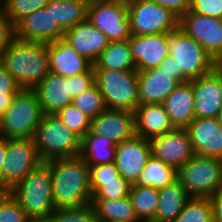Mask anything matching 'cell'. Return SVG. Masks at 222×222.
<instances>
[{"instance_id":"obj_14","label":"cell","mask_w":222,"mask_h":222,"mask_svg":"<svg viewBox=\"0 0 222 222\" xmlns=\"http://www.w3.org/2000/svg\"><path fill=\"white\" fill-rule=\"evenodd\" d=\"M150 156L149 140L134 134L116 145L115 164L120 175L132 185L136 183Z\"/></svg>"},{"instance_id":"obj_28","label":"cell","mask_w":222,"mask_h":222,"mask_svg":"<svg viewBox=\"0 0 222 222\" xmlns=\"http://www.w3.org/2000/svg\"><path fill=\"white\" fill-rule=\"evenodd\" d=\"M93 70L136 71L129 41H111L94 63Z\"/></svg>"},{"instance_id":"obj_54","label":"cell","mask_w":222,"mask_h":222,"mask_svg":"<svg viewBox=\"0 0 222 222\" xmlns=\"http://www.w3.org/2000/svg\"><path fill=\"white\" fill-rule=\"evenodd\" d=\"M111 222H130V221H111Z\"/></svg>"},{"instance_id":"obj_9","label":"cell","mask_w":222,"mask_h":222,"mask_svg":"<svg viewBox=\"0 0 222 222\" xmlns=\"http://www.w3.org/2000/svg\"><path fill=\"white\" fill-rule=\"evenodd\" d=\"M131 35L160 34L175 30L179 17L152 0H126Z\"/></svg>"},{"instance_id":"obj_48","label":"cell","mask_w":222,"mask_h":222,"mask_svg":"<svg viewBox=\"0 0 222 222\" xmlns=\"http://www.w3.org/2000/svg\"><path fill=\"white\" fill-rule=\"evenodd\" d=\"M16 94H0V117L5 113L12 103Z\"/></svg>"},{"instance_id":"obj_35","label":"cell","mask_w":222,"mask_h":222,"mask_svg":"<svg viewBox=\"0 0 222 222\" xmlns=\"http://www.w3.org/2000/svg\"><path fill=\"white\" fill-rule=\"evenodd\" d=\"M72 105L77 107L89 119L97 117L107 109L104 98L96 84L75 96L72 99Z\"/></svg>"},{"instance_id":"obj_22","label":"cell","mask_w":222,"mask_h":222,"mask_svg":"<svg viewBox=\"0 0 222 222\" xmlns=\"http://www.w3.org/2000/svg\"><path fill=\"white\" fill-rule=\"evenodd\" d=\"M138 73L139 105L162 104L180 82L159 67Z\"/></svg>"},{"instance_id":"obj_41","label":"cell","mask_w":222,"mask_h":222,"mask_svg":"<svg viewBox=\"0 0 222 222\" xmlns=\"http://www.w3.org/2000/svg\"><path fill=\"white\" fill-rule=\"evenodd\" d=\"M189 11L222 19V0H192Z\"/></svg>"},{"instance_id":"obj_34","label":"cell","mask_w":222,"mask_h":222,"mask_svg":"<svg viewBox=\"0 0 222 222\" xmlns=\"http://www.w3.org/2000/svg\"><path fill=\"white\" fill-rule=\"evenodd\" d=\"M91 200H111L129 196L131 184L122 176L117 181L90 182Z\"/></svg>"},{"instance_id":"obj_19","label":"cell","mask_w":222,"mask_h":222,"mask_svg":"<svg viewBox=\"0 0 222 222\" xmlns=\"http://www.w3.org/2000/svg\"><path fill=\"white\" fill-rule=\"evenodd\" d=\"M90 131L119 144L135 134L134 112L107 108L91 119Z\"/></svg>"},{"instance_id":"obj_23","label":"cell","mask_w":222,"mask_h":222,"mask_svg":"<svg viewBox=\"0 0 222 222\" xmlns=\"http://www.w3.org/2000/svg\"><path fill=\"white\" fill-rule=\"evenodd\" d=\"M40 101L43 114H56L72 104L67 78L49 72L33 89Z\"/></svg>"},{"instance_id":"obj_7","label":"cell","mask_w":222,"mask_h":222,"mask_svg":"<svg viewBox=\"0 0 222 222\" xmlns=\"http://www.w3.org/2000/svg\"><path fill=\"white\" fill-rule=\"evenodd\" d=\"M177 180L190 197L210 198L222 188V160L194 154L177 170Z\"/></svg>"},{"instance_id":"obj_30","label":"cell","mask_w":222,"mask_h":222,"mask_svg":"<svg viewBox=\"0 0 222 222\" xmlns=\"http://www.w3.org/2000/svg\"><path fill=\"white\" fill-rule=\"evenodd\" d=\"M99 222H139L135 215L130 196L111 200H91Z\"/></svg>"},{"instance_id":"obj_52","label":"cell","mask_w":222,"mask_h":222,"mask_svg":"<svg viewBox=\"0 0 222 222\" xmlns=\"http://www.w3.org/2000/svg\"><path fill=\"white\" fill-rule=\"evenodd\" d=\"M216 66L222 71V56L216 61Z\"/></svg>"},{"instance_id":"obj_15","label":"cell","mask_w":222,"mask_h":222,"mask_svg":"<svg viewBox=\"0 0 222 222\" xmlns=\"http://www.w3.org/2000/svg\"><path fill=\"white\" fill-rule=\"evenodd\" d=\"M195 117H217L222 106V71L216 66L208 74L191 80Z\"/></svg>"},{"instance_id":"obj_3","label":"cell","mask_w":222,"mask_h":222,"mask_svg":"<svg viewBox=\"0 0 222 222\" xmlns=\"http://www.w3.org/2000/svg\"><path fill=\"white\" fill-rule=\"evenodd\" d=\"M52 186L53 180L49 166L42 162L8 192L33 222H44L56 209Z\"/></svg>"},{"instance_id":"obj_50","label":"cell","mask_w":222,"mask_h":222,"mask_svg":"<svg viewBox=\"0 0 222 222\" xmlns=\"http://www.w3.org/2000/svg\"><path fill=\"white\" fill-rule=\"evenodd\" d=\"M8 191L0 185V200L3 198V196L7 193Z\"/></svg>"},{"instance_id":"obj_49","label":"cell","mask_w":222,"mask_h":222,"mask_svg":"<svg viewBox=\"0 0 222 222\" xmlns=\"http://www.w3.org/2000/svg\"><path fill=\"white\" fill-rule=\"evenodd\" d=\"M6 145H7V138L0 135V185H1L2 166L4 163V159L6 157Z\"/></svg>"},{"instance_id":"obj_12","label":"cell","mask_w":222,"mask_h":222,"mask_svg":"<svg viewBox=\"0 0 222 222\" xmlns=\"http://www.w3.org/2000/svg\"><path fill=\"white\" fill-rule=\"evenodd\" d=\"M178 27L196 40L217 61L222 56V19L188 11L179 17Z\"/></svg>"},{"instance_id":"obj_17","label":"cell","mask_w":222,"mask_h":222,"mask_svg":"<svg viewBox=\"0 0 222 222\" xmlns=\"http://www.w3.org/2000/svg\"><path fill=\"white\" fill-rule=\"evenodd\" d=\"M186 130L195 154L222 160V125L217 117H195Z\"/></svg>"},{"instance_id":"obj_38","label":"cell","mask_w":222,"mask_h":222,"mask_svg":"<svg viewBox=\"0 0 222 222\" xmlns=\"http://www.w3.org/2000/svg\"><path fill=\"white\" fill-rule=\"evenodd\" d=\"M56 116L80 138L84 137L90 130L91 119L72 104L59 110Z\"/></svg>"},{"instance_id":"obj_39","label":"cell","mask_w":222,"mask_h":222,"mask_svg":"<svg viewBox=\"0 0 222 222\" xmlns=\"http://www.w3.org/2000/svg\"><path fill=\"white\" fill-rule=\"evenodd\" d=\"M0 222H33L26 214V211L7 192L0 200Z\"/></svg>"},{"instance_id":"obj_32","label":"cell","mask_w":222,"mask_h":222,"mask_svg":"<svg viewBox=\"0 0 222 222\" xmlns=\"http://www.w3.org/2000/svg\"><path fill=\"white\" fill-rule=\"evenodd\" d=\"M129 196L138 220L151 222L158 208V189L132 184Z\"/></svg>"},{"instance_id":"obj_1","label":"cell","mask_w":222,"mask_h":222,"mask_svg":"<svg viewBox=\"0 0 222 222\" xmlns=\"http://www.w3.org/2000/svg\"><path fill=\"white\" fill-rule=\"evenodd\" d=\"M53 180L56 208L79 207L91 203L89 165L79 155L45 161Z\"/></svg>"},{"instance_id":"obj_10","label":"cell","mask_w":222,"mask_h":222,"mask_svg":"<svg viewBox=\"0 0 222 222\" xmlns=\"http://www.w3.org/2000/svg\"><path fill=\"white\" fill-rule=\"evenodd\" d=\"M42 162L33 139L7 138L1 186L9 191Z\"/></svg>"},{"instance_id":"obj_47","label":"cell","mask_w":222,"mask_h":222,"mask_svg":"<svg viewBox=\"0 0 222 222\" xmlns=\"http://www.w3.org/2000/svg\"><path fill=\"white\" fill-rule=\"evenodd\" d=\"M162 71L169 73L170 76L176 78V65L174 59L168 55L164 61L159 65Z\"/></svg>"},{"instance_id":"obj_51","label":"cell","mask_w":222,"mask_h":222,"mask_svg":"<svg viewBox=\"0 0 222 222\" xmlns=\"http://www.w3.org/2000/svg\"><path fill=\"white\" fill-rule=\"evenodd\" d=\"M217 119H218L219 123L222 125V106L219 109Z\"/></svg>"},{"instance_id":"obj_33","label":"cell","mask_w":222,"mask_h":222,"mask_svg":"<svg viewBox=\"0 0 222 222\" xmlns=\"http://www.w3.org/2000/svg\"><path fill=\"white\" fill-rule=\"evenodd\" d=\"M173 222H214L210 199L191 197Z\"/></svg>"},{"instance_id":"obj_4","label":"cell","mask_w":222,"mask_h":222,"mask_svg":"<svg viewBox=\"0 0 222 222\" xmlns=\"http://www.w3.org/2000/svg\"><path fill=\"white\" fill-rule=\"evenodd\" d=\"M169 55L176 65V79L182 83L208 74L216 67V61L193 38L177 27L165 32Z\"/></svg>"},{"instance_id":"obj_18","label":"cell","mask_w":222,"mask_h":222,"mask_svg":"<svg viewBox=\"0 0 222 222\" xmlns=\"http://www.w3.org/2000/svg\"><path fill=\"white\" fill-rule=\"evenodd\" d=\"M128 41L136 71L157 68L169 55L165 33L142 36L131 35Z\"/></svg>"},{"instance_id":"obj_20","label":"cell","mask_w":222,"mask_h":222,"mask_svg":"<svg viewBox=\"0 0 222 222\" xmlns=\"http://www.w3.org/2000/svg\"><path fill=\"white\" fill-rule=\"evenodd\" d=\"M63 39L67 41L78 54L93 64L110 43L105 34L94 27L88 19L65 31Z\"/></svg>"},{"instance_id":"obj_16","label":"cell","mask_w":222,"mask_h":222,"mask_svg":"<svg viewBox=\"0 0 222 222\" xmlns=\"http://www.w3.org/2000/svg\"><path fill=\"white\" fill-rule=\"evenodd\" d=\"M14 28L15 38L28 42L51 43L64 36V31L46 7L25 16Z\"/></svg>"},{"instance_id":"obj_8","label":"cell","mask_w":222,"mask_h":222,"mask_svg":"<svg viewBox=\"0 0 222 222\" xmlns=\"http://www.w3.org/2000/svg\"><path fill=\"white\" fill-rule=\"evenodd\" d=\"M93 71L107 108L135 111L139 106L137 71Z\"/></svg>"},{"instance_id":"obj_36","label":"cell","mask_w":222,"mask_h":222,"mask_svg":"<svg viewBox=\"0 0 222 222\" xmlns=\"http://www.w3.org/2000/svg\"><path fill=\"white\" fill-rule=\"evenodd\" d=\"M44 222H99L92 204L56 208Z\"/></svg>"},{"instance_id":"obj_53","label":"cell","mask_w":222,"mask_h":222,"mask_svg":"<svg viewBox=\"0 0 222 222\" xmlns=\"http://www.w3.org/2000/svg\"><path fill=\"white\" fill-rule=\"evenodd\" d=\"M88 4L95 3V2H104V1H112V0H85Z\"/></svg>"},{"instance_id":"obj_25","label":"cell","mask_w":222,"mask_h":222,"mask_svg":"<svg viewBox=\"0 0 222 222\" xmlns=\"http://www.w3.org/2000/svg\"><path fill=\"white\" fill-rule=\"evenodd\" d=\"M135 134L151 140L174 130L163 104H143L134 111Z\"/></svg>"},{"instance_id":"obj_5","label":"cell","mask_w":222,"mask_h":222,"mask_svg":"<svg viewBox=\"0 0 222 222\" xmlns=\"http://www.w3.org/2000/svg\"><path fill=\"white\" fill-rule=\"evenodd\" d=\"M43 112L33 89H21L0 117V135L6 138L33 139Z\"/></svg>"},{"instance_id":"obj_27","label":"cell","mask_w":222,"mask_h":222,"mask_svg":"<svg viewBox=\"0 0 222 222\" xmlns=\"http://www.w3.org/2000/svg\"><path fill=\"white\" fill-rule=\"evenodd\" d=\"M116 143L89 132L81 138L79 156L90 166L115 162Z\"/></svg>"},{"instance_id":"obj_2","label":"cell","mask_w":222,"mask_h":222,"mask_svg":"<svg viewBox=\"0 0 222 222\" xmlns=\"http://www.w3.org/2000/svg\"><path fill=\"white\" fill-rule=\"evenodd\" d=\"M0 62L22 89H34L50 72L48 43L14 38L0 54Z\"/></svg>"},{"instance_id":"obj_44","label":"cell","mask_w":222,"mask_h":222,"mask_svg":"<svg viewBox=\"0 0 222 222\" xmlns=\"http://www.w3.org/2000/svg\"><path fill=\"white\" fill-rule=\"evenodd\" d=\"M22 88L0 62V94H17Z\"/></svg>"},{"instance_id":"obj_26","label":"cell","mask_w":222,"mask_h":222,"mask_svg":"<svg viewBox=\"0 0 222 222\" xmlns=\"http://www.w3.org/2000/svg\"><path fill=\"white\" fill-rule=\"evenodd\" d=\"M158 193V208L151 222H173L191 198L178 180L158 189Z\"/></svg>"},{"instance_id":"obj_43","label":"cell","mask_w":222,"mask_h":222,"mask_svg":"<svg viewBox=\"0 0 222 222\" xmlns=\"http://www.w3.org/2000/svg\"><path fill=\"white\" fill-rule=\"evenodd\" d=\"M15 38V28L0 6V54Z\"/></svg>"},{"instance_id":"obj_37","label":"cell","mask_w":222,"mask_h":222,"mask_svg":"<svg viewBox=\"0 0 222 222\" xmlns=\"http://www.w3.org/2000/svg\"><path fill=\"white\" fill-rule=\"evenodd\" d=\"M49 0H2L4 13L15 26L30 13L44 8Z\"/></svg>"},{"instance_id":"obj_13","label":"cell","mask_w":222,"mask_h":222,"mask_svg":"<svg viewBox=\"0 0 222 222\" xmlns=\"http://www.w3.org/2000/svg\"><path fill=\"white\" fill-rule=\"evenodd\" d=\"M149 142L151 155L176 170L195 154L186 129H174Z\"/></svg>"},{"instance_id":"obj_11","label":"cell","mask_w":222,"mask_h":222,"mask_svg":"<svg viewBox=\"0 0 222 222\" xmlns=\"http://www.w3.org/2000/svg\"><path fill=\"white\" fill-rule=\"evenodd\" d=\"M87 19L108 40L121 41L131 37L126 0H112L88 4Z\"/></svg>"},{"instance_id":"obj_42","label":"cell","mask_w":222,"mask_h":222,"mask_svg":"<svg viewBox=\"0 0 222 222\" xmlns=\"http://www.w3.org/2000/svg\"><path fill=\"white\" fill-rule=\"evenodd\" d=\"M66 78L69 81L70 96L72 98L80 95L95 84L94 72H86Z\"/></svg>"},{"instance_id":"obj_31","label":"cell","mask_w":222,"mask_h":222,"mask_svg":"<svg viewBox=\"0 0 222 222\" xmlns=\"http://www.w3.org/2000/svg\"><path fill=\"white\" fill-rule=\"evenodd\" d=\"M176 180L177 170L151 155L135 185L160 189L172 184Z\"/></svg>"},{"instance_id":"obj_6","label":"cell","mask_w":222,"mask_h":222,"mask_svg":"<svg viewBox=\"0 0 222 222\" xmlns=\"http://www.w3.org/2000/svg\"><path fill=\"white\" fill-rule=\"evenodd\" d=\"M33 140L43 162L78 156L80 152L81 138L56 114H43Z\"/></svg>"},{"instance_id":"obj_45","label":"cell","mask_w":222,"mask_h":222,"mask_svg":"<svg viewBox=\"0 0 222 222\" xmlns=\"http://www.w3.org/2000/svg\"><path fill=\"white\" fill-rule=\"evenodd\" d=\"M156 4L171 10L178 17L187 13L191 6L192 0H152Z\"/></svg>"},{"instance_id":"obj_46","label":"cell","mask_w":222,"mask_h":222,"mask_svg":"<svg viewBox=\"0 0 222 222\" xmlns=\"http://www.w3.org/2000/svg\"><path fill=\"white\" fill-rule=\"evenodd\" d=\"M209 199L213 208L214 222H222V188Z\"/></svg>"},{"instance_id":"obj_24","label":"cell","mask_w":222,"mask_h":222,"mask_svg":"<svg viewBox=\"0 0 222 222\" xmlns=\"http://www.w3.org/2000/svg\"><path fill=\"white\" fill-rule=\"evenodd\" d=\"M162 104L174 129H186L195 118L191 80L180 83Z\"/></svg>"},{"instance_id":"obj_40","label":"cell","mask_w":222,"mask_h":222,"mask_svg":"<svg viewBox=\"0 0 222 222\" xmlns=\"http://www.w3.org/2000/svg\"><path fill=\"white\" fill-rule=\"evenodd\" d=\"M90 182H110L117 181V177H120L115 162L92 165L89 167Z\"/></svg>"},{"instance_id":"obj_21","label":"cell","mask_w":222,"mask_h":222,"mask_svg":"<svg viewBox=\"0 0 222 222\" xmlns=\"http://www.w3.org/2000/svg\"><path fill=\"white\" fill-rule=\"evenodd\" d=\"M49 69L51 73L70 77L93 71V63L77 53L63 38L48 43Z\"/></svg>"},{"instance_id":"obj_29","label":"cell","mask_w":222,"mask_h":222,"mask_svg":"<svg viewBox=\"0 0 222 222\" xmlns=\"http://www.w3.org/2000/svg\"><path fill=\"white\" fill-rule=\"evenodd\" d=\"M45 7L64 32L87 19L88 3L85 0H49Z\"/></svg>"}]
</instances>
